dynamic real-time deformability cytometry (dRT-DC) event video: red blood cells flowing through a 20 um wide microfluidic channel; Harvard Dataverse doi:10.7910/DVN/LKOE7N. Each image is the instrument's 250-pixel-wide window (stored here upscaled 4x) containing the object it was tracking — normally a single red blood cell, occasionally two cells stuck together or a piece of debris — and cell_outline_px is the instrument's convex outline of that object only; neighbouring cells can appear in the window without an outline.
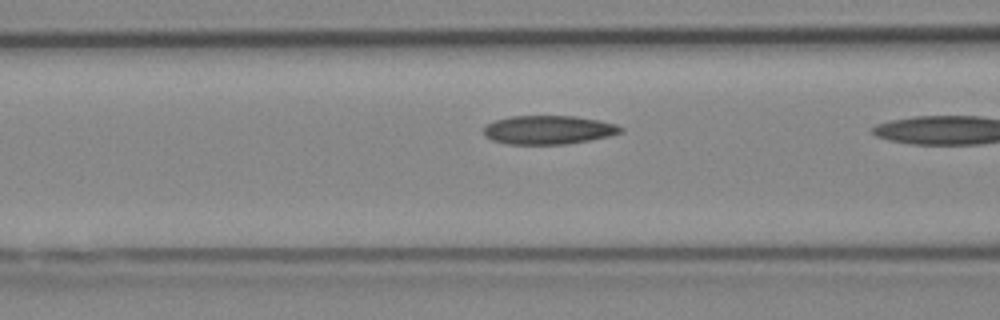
{"species": "Egyptian fruit bat (a non-hibernating species)", "species_latin": "Rousettus aegyptiacus", "temperature_condition": "cold", "stored_images_in_passage": 36, "camera_frame_rate_fps": 3000, "um_per_image_px": 0.085, "animal": {"sex": "female"}, "frame": {"image": 1, "passage_image": 16, "time_ms": 5.0, "image_size_px": [1000, 320], "cell_outline_px": [[624, 132], [608, 136], [588, 140], [564, 144], [508, 144], [492, 140], [484, 136], [484, 128], [488, 124], [496, 120], [512, 116], [576, 116], [600, 120], [616, 124], [624, 128]], "centroid_in_image_um": [46.64, 11.03], "position_along_channel_um": 120.0, "area_um2": 22.89}}
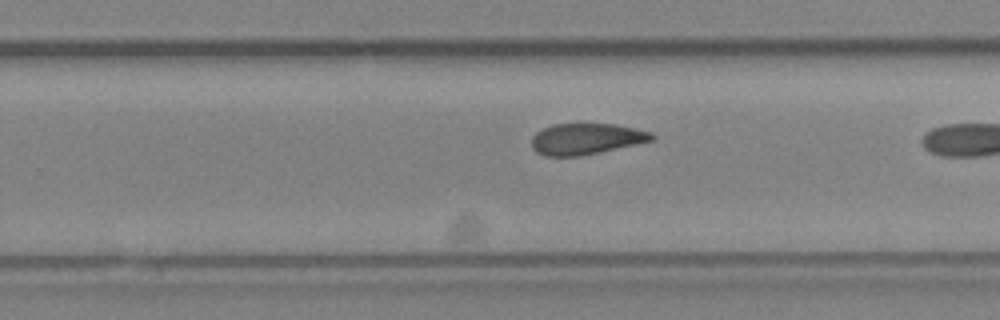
{"frame": {"image": 2, "passage_image": 28, "time_ms": 9.0, "image_size_px": [1000, 320], "cell_outline_px": [[656, 136], [652, 140], [636, 144], [600, 152], [580, 156], [544, 156], [536, 152], [532, 148], [532, 136], [536, 132], [552, 124], [616, 124], [652, 132]], "centroid_in_image_um": [49.81, 11.81], "position_along_channel_um": 280.0, "area_um2": 21.79}}
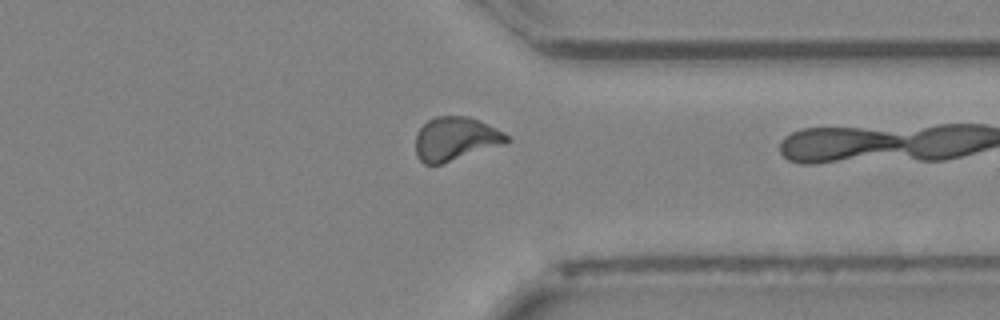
{"frame": {"image": 3, "passage_image": 35, "time_ms": 11.333, "image_size_px": [1000, 320], "cell_outline_px": [[512, 140], [504, 144], [440, 164], [424, 164], [416, 156], [416, 136], [420, 128], [428, 120], [436, 116], [468, 116], [496, 128], [504, 132]], "centroid_in_image_um": [38.71, 11.79], "position_along_channel_um": 372.7, "area_um2": 22.95}}